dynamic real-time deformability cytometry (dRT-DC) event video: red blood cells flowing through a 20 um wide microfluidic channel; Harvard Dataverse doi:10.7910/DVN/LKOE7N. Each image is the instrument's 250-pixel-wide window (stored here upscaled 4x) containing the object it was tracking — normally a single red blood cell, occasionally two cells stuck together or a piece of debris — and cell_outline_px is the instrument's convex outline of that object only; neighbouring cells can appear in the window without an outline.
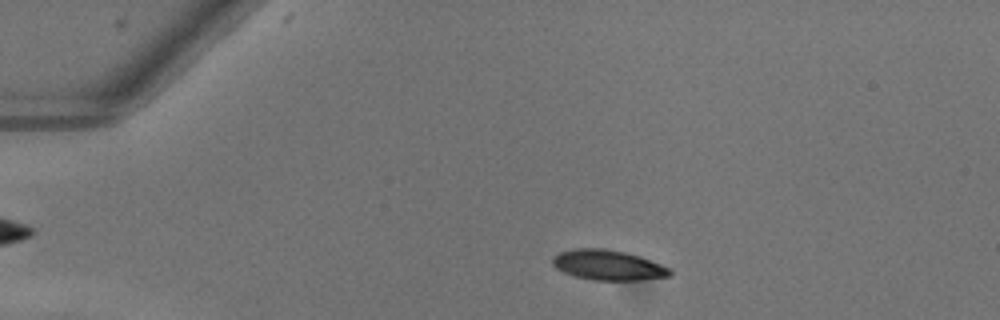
{"species": "common noctule bat (a hibernating species)", "species_latin": "Nyctalus noctula", "temperature_condition": "warm", "stored_images_in_passage": 46, "camera_frame_rate_fps": 3000, "um_per_image_px": 0.085, "animal": {"sex": "female"}, "frame": {"image": 1, "passage_image": 5, "time_ms": 1.333, "image_size_px": [1000, 320], "cell_outline_px": [[672, 276], [640, 280], [592, 280], [576, 276], [564, 272], [556, 268], [552, 264], [552, 256], [560, 252], [572, 248], [604, 248], [624, 252], [640, 256], [672, 268]], "centroid_in_image_um": [51.7, 22.53], "position_along_channel_um": 33.3, "area_um2": 20.81}}
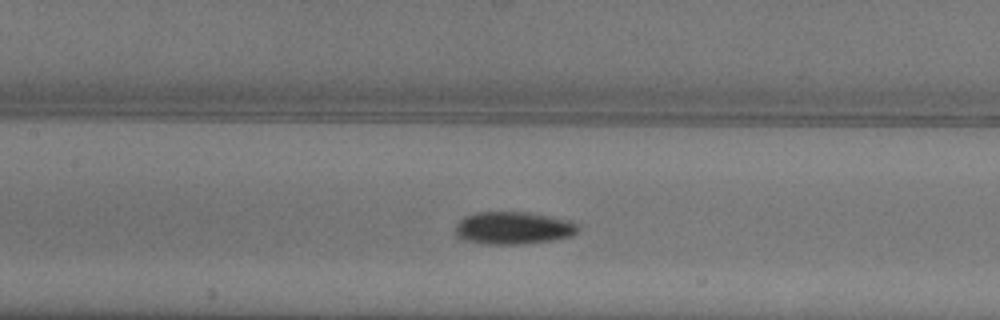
{"frame": {"image": 2, "passage_image": 19, "time_ms": 6.0, "image_size_px": [1000, 320], "cell_outline_px": [[580, 228], [572, 236], [552, 240], [524, 244], [488, 244], [464, 240], [456, 236], [456, 224], [464, 216], [476, 212], [528, 212], [572, 220]], "centroid_in_image_um": [43.64, 19.37], "position_along_channel_um": 163.8, "area_um2": 23.41}}
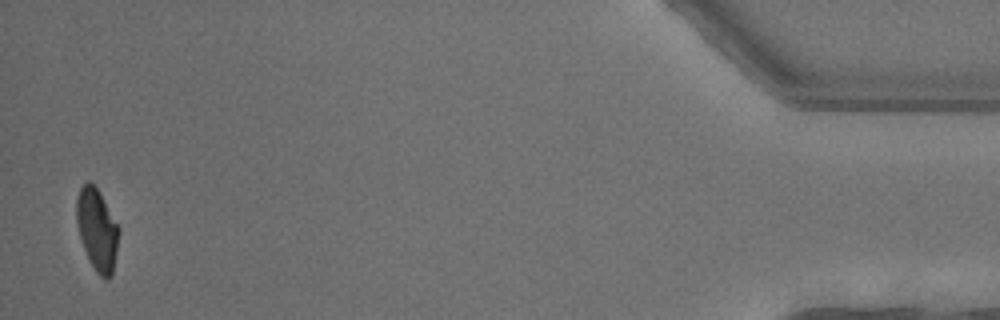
{"frame": {"image": 3, "passage_image": 45, "time_ms": 14.667, "image_size_px": [1000, 320], "cell_outline_px": [[120, 232], [112, 276], [108, 280], [104, 280], [96, 272], [88, 260], [80, 240], [76, 220], [76, 196], [80, 188], [88, 180], [96, 188], [120, 228]], "centroid_in_image_um": [8.24, 19.57], "position_along_channel_um": 427.0, "area_um2": 20.35}, "authors_computed_cell_mechanics": {"area_um2": 21.9351, "velocity_mm_per_s": 4.0434, "shape_relaxation_time_tau1_ms": 5.7503, "shape_relaxation_time_tau2_ms": 9.54, "deformation_change_tau1": 0.1957, "deformation_change_tau2": 0.107}}